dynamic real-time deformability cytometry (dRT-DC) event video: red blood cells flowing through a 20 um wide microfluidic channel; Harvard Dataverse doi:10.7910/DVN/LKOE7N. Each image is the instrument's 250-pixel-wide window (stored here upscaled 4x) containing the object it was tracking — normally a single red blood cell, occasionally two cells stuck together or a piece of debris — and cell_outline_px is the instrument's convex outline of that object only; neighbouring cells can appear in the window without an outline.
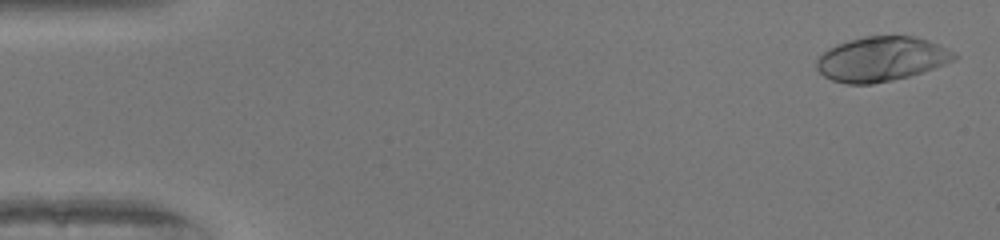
{"species": "human", "species_latin": "Homo sapiens", "temperature_condition": "warm", "stored_images_in_passage": 50, "camera_frame_rate_fps": 3000, "um_per_image_px": 0.085, "donor": {"sex": "female"}, "frame": {"image": 1, "passage_image": 2, "time_ms": 0.333, "image_size_px": [1000, 240], "cell_outline_px": [[960, 56], [944, 64], [908, 76], [892, 80], [872, 84], [848, 84], [832, 80], [824, 76], [816, 68], [816, 60], [828, 48], [836, 44], [848, 40], [864, 36], [912, 36], [928, 40], [956, 52]], "centroid_in_image_um": [74.89, 5.01], "position_along_channel_um": 10.1, "area_um2": 35.6}}
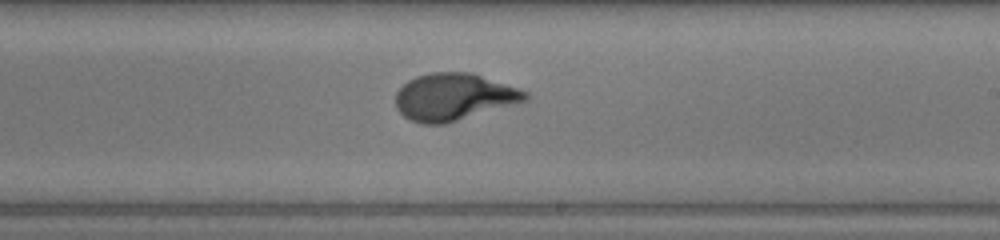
{"frame": {"image": 2, "passage_image": 30, "time_ms": 9.667, "image_size_px": [1000, 240], "cell_outline_px": [[528, 100], [444, 124], [420, 124], [404, 116], [396, 108], [396, 92], [408, 80], [416, 76], [432, 72], [472, 72], [520, 88], [528, 92]], "centroid_in_image_um": [38.58, 8.22], "position_along_channel_um": 250.4, "area_um2": 35.55}}
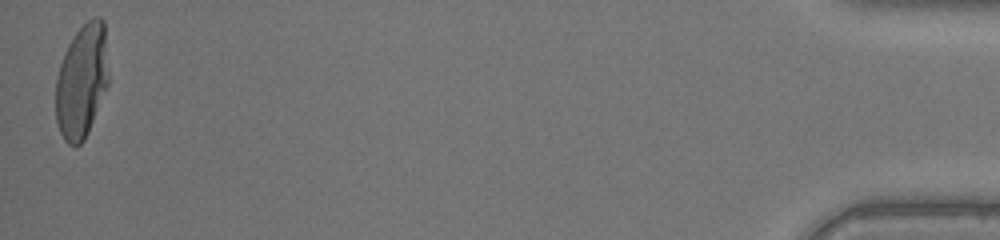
{"frame": {"image": 3, "passage_image": 50, "time_ms": 16.333, "image_size_px": [1000, 240], "cell_outline_px": [[108, 84], [88, 132], [84, 140], [76, 148], [68, 144], [64, 140], [60, 132], [56, 120], [56, 76], [64, 52], [68, 44], [76, 32], [92, 16], [100, 16], [104, 20], [108, 72]], "centroid_in_image_um": [6.94, 6.9], "position_along_channel_um": 428.3, "area_um2": 35.14}, "authors_computed_cell_mechanics": {"area_um2": 34.68, "velocity_mm_per_s": 4.1386, "shape_relaxation_time_tau1_ms": 5.285, "shape_relaxation_time_tau2_ms": null, "deformation_change_tau1": 0.2935, "deformation_change_tau2": null}}